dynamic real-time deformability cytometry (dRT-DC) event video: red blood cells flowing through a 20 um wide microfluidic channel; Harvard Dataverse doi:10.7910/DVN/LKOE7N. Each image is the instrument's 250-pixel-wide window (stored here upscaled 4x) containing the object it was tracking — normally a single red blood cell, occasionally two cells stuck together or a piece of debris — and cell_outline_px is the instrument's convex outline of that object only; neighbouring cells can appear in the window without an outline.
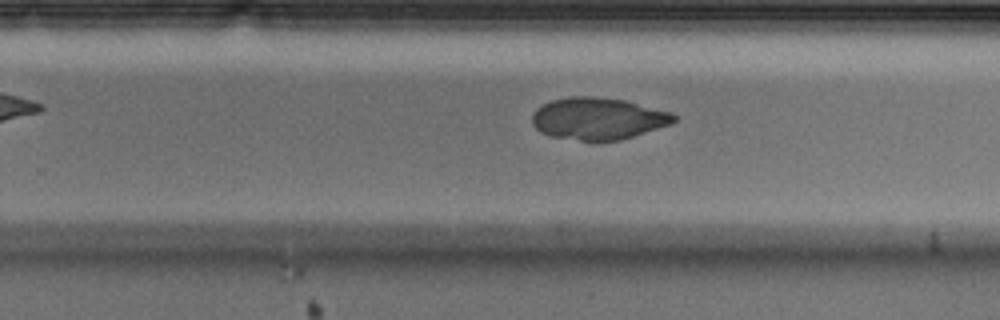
{"species": "Egyptian fruit bat (a non-hibernating species)", "species_latin": "Rousettus aegyptiacus", "temperature_condition": "cold", "stored_images_in_passage": 39, "camera_frame_rate_fps": 3000, "um_per_image_px": 0.085, "animal": {"sex": "male"}, "frame": {"image": 1, "passage_image": 19, "time_ms": 6.0, "image_size_px": [1000, 320], "cell_outline_px": [[676, 120], [672, 124], [620, 140], [600, 144], [596, 144], [548, 136], [540, 132], [532, 124], [532, 112], [536, 108], [552, 100], [572, 96], [588, 96], [624, 100], [672, 112], [676, 116]], "centroid_in_image_um": [50.81, 10.12], "position_along_channel_um": 279.0, "area_um2": 35.49}}
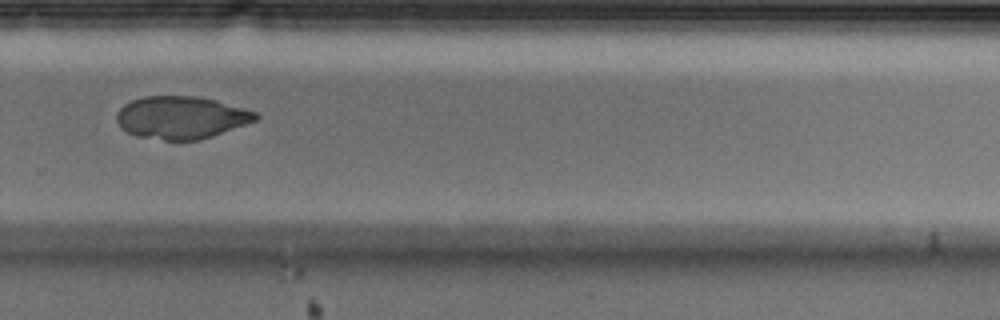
{"frame": {"image": 2, "passage_image": 22, "time_ms": 7.0, "image_size_px": [1000, 320], "cell_outline_px": [[260, 116], [256, 120], [212, 136], [200, 140], [164, 140], [136, 136], [120, 128], [116, 120], [116, 116], [120, 108], [124, 104], [132, 100], [144, 96], [196, 96], [216, 100], [256, 112]], "centroid_in_image_um": [15.37, 9.99], "position_along_channel_um": 314.4, "area_um2": 34.39}}